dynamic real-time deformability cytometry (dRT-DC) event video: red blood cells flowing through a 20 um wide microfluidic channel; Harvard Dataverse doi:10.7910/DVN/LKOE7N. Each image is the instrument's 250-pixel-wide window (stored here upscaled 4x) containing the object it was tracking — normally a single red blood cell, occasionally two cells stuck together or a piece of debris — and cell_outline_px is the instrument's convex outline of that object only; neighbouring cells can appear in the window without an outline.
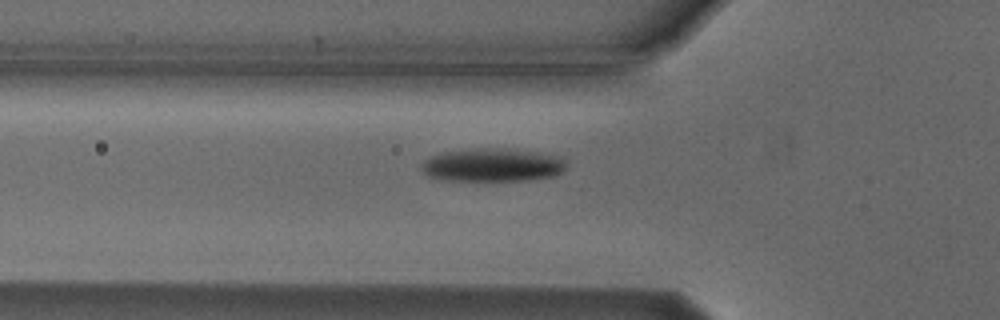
{"species": "Egyptian fruit bat (a non-hibernating species)", "species_latin": "Rousettus aegyptiacus", "temperature_condition": "cold", "stored_images_in_passage": 5, "camera_frame_rate_fps": 3000, "um_per_image_px": 0.085, "animal": {"sex": "male"}, "frame": {"image": 1, "passage_image": 5, "time_ms": 5.667, "image_size_px": [1000, 320], "cell_outline_px": [[564, 168], [560, 172], [552, 176], [528, 180], [448, 180], [428, 176], [420, 168], [420, 164], [424, 160], [440, 152], [484, 148], [504, 148], [540, 152], [560, 156], [564, 160]], "centroid_in_image_um": [41.84, 14.01], "position_along_channel_um": 84.0, "area_um2": 27.92}}